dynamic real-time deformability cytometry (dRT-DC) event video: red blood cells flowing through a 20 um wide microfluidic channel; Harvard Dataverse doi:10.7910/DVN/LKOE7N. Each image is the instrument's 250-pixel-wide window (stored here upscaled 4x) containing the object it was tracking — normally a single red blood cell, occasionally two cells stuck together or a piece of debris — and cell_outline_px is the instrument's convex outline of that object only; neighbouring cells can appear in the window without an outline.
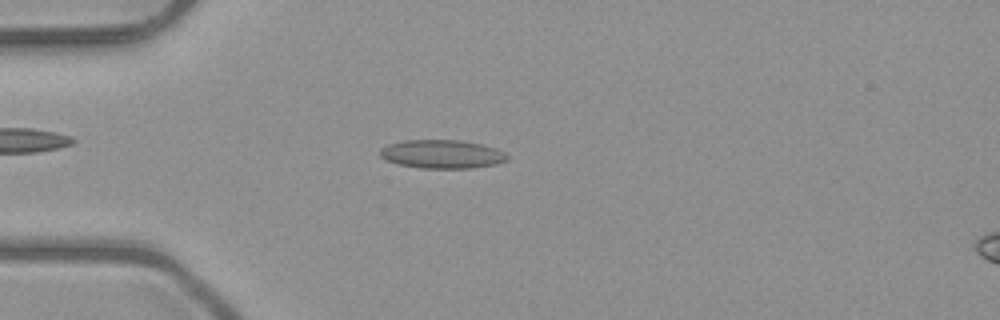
{"species": "common noctule bat (a hibernating species)", "species_latin": "Nyctalus noctula", "temperature_condition": "room temperature", "stored_images_in_passage": 39, "camera_frame_rate_fps": 3000, "um_per_image_px": 0.085, "animal": {"sex": "male", "body_mass_g": 23.1, "forearm_length_mm": 52.7}, "frame": {"image": 1, "passage_image": 2, "time_ms": 0.333, "image_size_px": [1000, 320], "cell_outline_px": [[508, 160], [496, 164], [472, 168], [420, 168], [400, 164], [384, 160], [380, 156], [380, 148], [388, 144], [404, 140], [460, 140], [480, 144], [496, 148], [504, 152], [508, 156]], "centroid_in_image_um": [37.56, 13.1], "position_along_channel_um": 47.4, "area_um2": 21.21}}
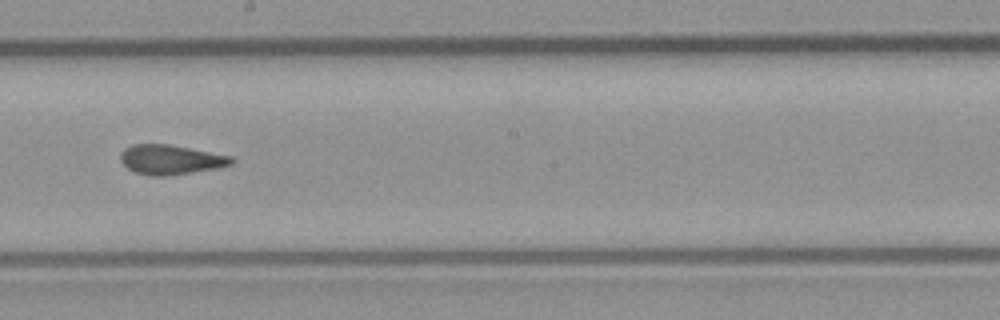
{"frame": {"image": 2, "passage_image": 17, "time_ms": 5.333, "image_size_px": [1000, 320], "cell_outline_px": [[236, 160], [232, 164], [216, 168], [192, 172], [164, 176], [152, 176], [136, 172], [128, 168], [120, 160], [120, 152], [124, 148], [132, 144], [168, 144], [232, 156]], "centroid_in_image_um": [14.5, 13.56], "position_along_channel_um": 233.7, "area_um2": 19.07}}
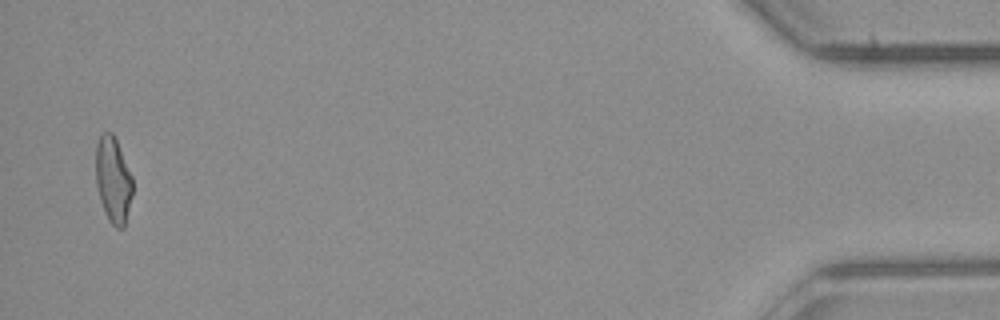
{"frame": {"image": 3, "passage_image": 38, "time_ms": 12.333, "image_size_px": [1000, 320], "cell_outline_px": [[132, 196], [124, 228], [116, 228], [108, 220], [100, 200], [96, 184], [96, 144], [100, 136], [104, 132], [112, 132], [116, 140], [132, 176]], "centroid_in_image_um": [9.61, 15.31], "position_along_channel_um": 425.6, "area_um2": 18.32}, "authors_computed_cell_mechanics": {"area_um2": 19.0162, "velocity_mm_per_s": 4.0369, "shape_relaxation_time_tau1_ms": null, "shape_relaxation_time_tau2_ms": 1.811, "deformation_change_tau1": null, "deformation_change_tau2": 0.0847}}